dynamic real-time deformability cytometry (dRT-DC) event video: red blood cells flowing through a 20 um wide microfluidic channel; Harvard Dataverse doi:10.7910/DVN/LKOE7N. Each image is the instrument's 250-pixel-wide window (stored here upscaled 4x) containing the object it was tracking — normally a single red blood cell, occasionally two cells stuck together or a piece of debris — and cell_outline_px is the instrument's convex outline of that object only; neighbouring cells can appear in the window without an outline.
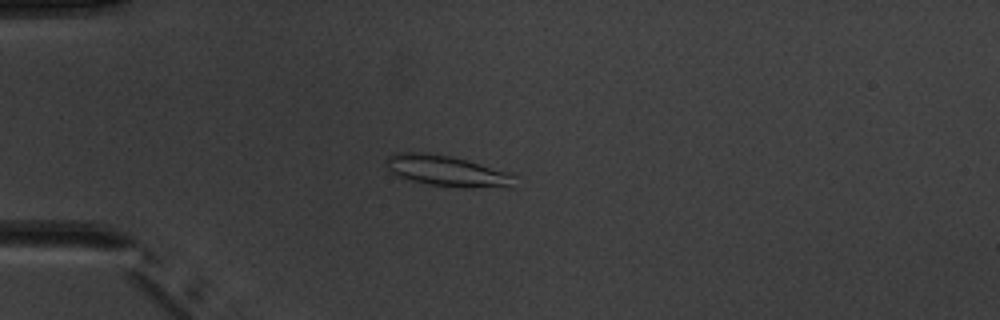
{"species": "common noctule bat (a hibernating species)", "species_latin": "Nyctalus noctula", "temperature_condition": "warm", "stored_images_in_passage": 6, "camera_frame_rate_fps": 3000, "um_per_image_px": 0.085, "animal": {"sex": "male", "body_mass_g": 20.1, "forearm_length_mm": 53.5}, "frame": {"image": 1, "passage_image": 4, "time_ms": 3.667, "image_size_px": [1000, 320], "cell_outline_px": [[516, 188], [508, 188], [428, 184], [396, 176], [384, 164], [384, 160], [388, 156], [396, 152], [420, 152], [448, 156], [512, 172], [516, 176]], "centroid_in_image_um": [38.03, 14.52], "position_along_channel_um": 47.0, "area_um2": 22.89}}